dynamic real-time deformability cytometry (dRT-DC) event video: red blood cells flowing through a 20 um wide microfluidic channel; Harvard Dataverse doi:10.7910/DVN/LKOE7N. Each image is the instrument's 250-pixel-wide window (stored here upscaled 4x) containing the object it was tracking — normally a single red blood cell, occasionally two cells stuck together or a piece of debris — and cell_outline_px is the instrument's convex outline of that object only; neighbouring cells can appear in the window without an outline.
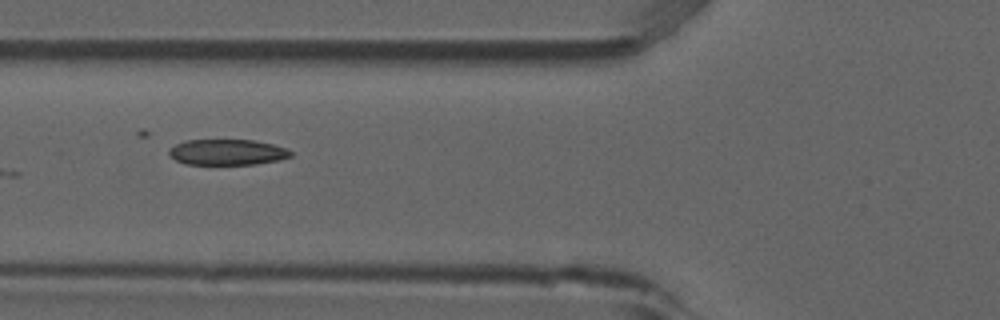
{"species": "common noctule bat (a hibernating species)", "species_latin": "Nyctalus noctula", "temperature_condition": "room temperature", "stored_images_in_passage": 7, "camera_frame_rate_fps": 3000, "um_per_image_px": 0.085, "animal": {"sex": "male", "forearm_length_mm": 52.5}, "frame": {"image": 1, "passage_image": 5, "time_ms": 1.333, "image_size_px": [1000, 320], "cell_outline_px": [[292, 156], [280, 160], [256, 164], [184, 164], [168, 156], [168, 148], [176, 144], [188, 140], [252, 140], [272, 144], [288, 148], [292, 152]], "centroid_in_image_um": [19.31, 12.94], "position_along_channel_um": 106.5, "area_um2": 18.38}}